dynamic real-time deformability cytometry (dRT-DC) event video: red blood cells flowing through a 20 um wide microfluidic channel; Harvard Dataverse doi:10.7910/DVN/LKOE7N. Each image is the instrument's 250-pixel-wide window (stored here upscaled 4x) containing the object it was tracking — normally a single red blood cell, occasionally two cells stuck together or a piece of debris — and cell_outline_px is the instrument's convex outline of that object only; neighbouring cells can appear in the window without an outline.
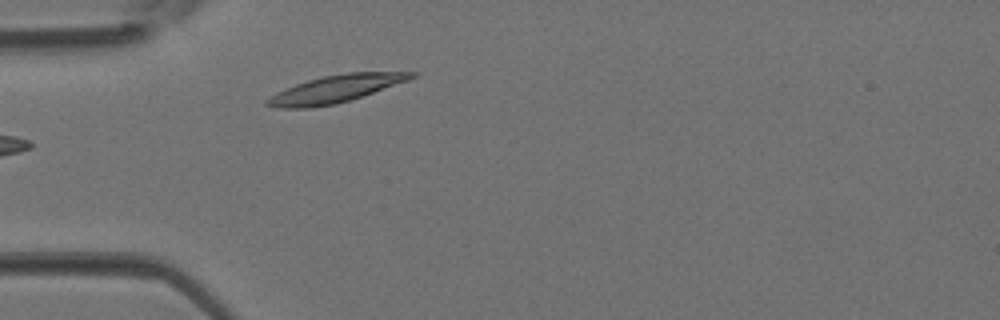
{"species": "Egyptian fruit bat (a non-hibernating species)", "species_latin": "Rousettus aegyptiacus", "temperature_condition": "room temperature", "stored_images_in_passage": 5, "camera_frame_rate_fps": 3000, "um_per_image_px": 0.085, "animal": {"sex": "female"}, "frame": {"image": 1, "passage_image": 5, "time_ms": 1.333, "image_size_px": [1000, 320], "cell_outline_px": [[416, 76], [408, 80], [336, 104], [312, 108], [276, 108], [264, 104], [264, 100], [276, 92], [296, 84], [308, 80], [324, 76], [348, 72], [416, 72]], "centroid_in_image_um": [28.44, 7.57], "position_along_channel_um": 56.6, "area_um2": 22.66}}